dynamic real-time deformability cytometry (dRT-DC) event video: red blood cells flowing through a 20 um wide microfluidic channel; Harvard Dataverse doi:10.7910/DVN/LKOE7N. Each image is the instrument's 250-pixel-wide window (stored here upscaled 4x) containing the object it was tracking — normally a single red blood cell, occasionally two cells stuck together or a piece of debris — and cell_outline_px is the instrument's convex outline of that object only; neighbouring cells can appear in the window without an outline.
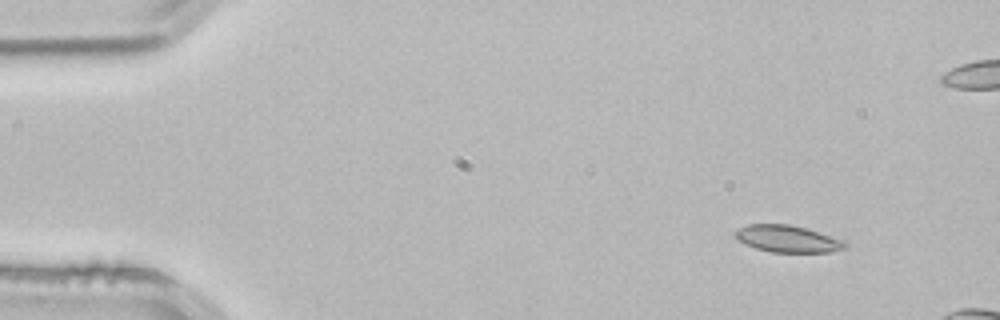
{"species": "common noctule bat (a hibernating species)", "species_latin": "Nyctalus noctula", "temperature_condition": "room temperature", "stored_images_in_passage": 3, "camera_frame_rate_fps": 3000, "um_per_image_px": 0.085, "animal": {"sex": "male", "body_mass_g": 21.5, "forearm_length_mm": 52.0}, "frame": {"image": 1, "passage_image": 1, "time_ms": 0.0, "image_size_px": [1000, 320], "cell_outline_px": [[848, 248], [832, 252], [772, 252], [756, 248], [744, 244], [732, 232], [748, 224], [788, 224], [808, 228], [844, 240], [848, 244]], "centroid_in_image_um": [67.0, 20.3], "position_along_channel_um": 18.0, "area_um2": 17.4}}